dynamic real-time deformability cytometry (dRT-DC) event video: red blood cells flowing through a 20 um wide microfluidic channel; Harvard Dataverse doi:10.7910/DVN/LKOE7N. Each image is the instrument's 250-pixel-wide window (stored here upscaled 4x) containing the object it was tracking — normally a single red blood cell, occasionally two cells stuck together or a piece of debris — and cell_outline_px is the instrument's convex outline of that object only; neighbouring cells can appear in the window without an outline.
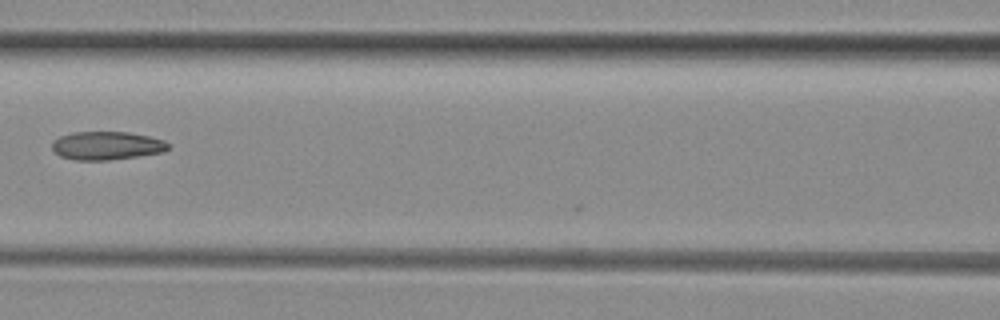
{"species": "common noctule bat (a hibernating species)", "species_latin": "Nyctalus noctula", "temperature_condition": "room temperature", "stored_images_in_passage": 4, "camera_frame_rate_fps": 3000, "um_per_image_px": 0.085, "animal": {"sex": "female", "body_mass_g": 29.2, "forearm_length_mm": 56.3}, "frame": {"image": 1, "passage_image": 3, "time_ms": 2.667, "image_size_px": [1000, 320], "cell_outline_px": [[168, 148], [160, 152], [136, 156], [108, 160], [76, 160], [60, 156], [52, 148], [52, 140], [60, 136], [72, 132], [128, 132], [148, 136], [164, 140], [168, 144]], "centroid_in_image_um": [9.02, 12.37], "position_along_channel_um": 157.6, "area_um2": 18.96}}
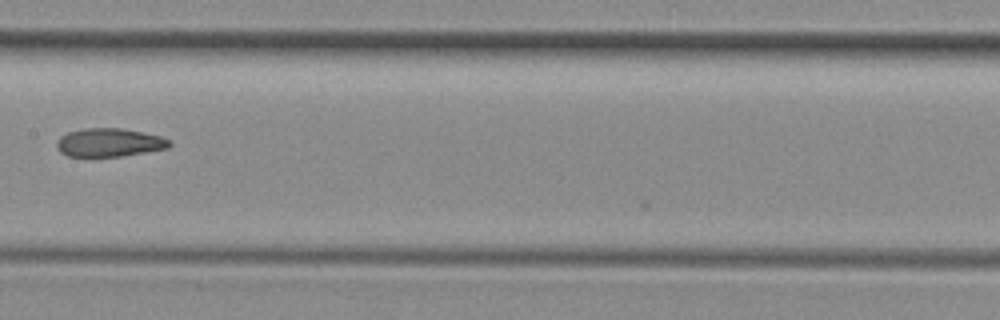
{"frame": {"image": 2, "passage_image": 4, "time_ms": 3.667, "image_size_px": [1000, 320], "cell_outline_px": [[172, 144], [168, 148], [120, 156], [92, 160], [68, 156], [60, 152], [56, 148], [56, 144], [60, 136], [68, 132], [84, 128], [120, 128], [160, 136], [172, 140]], "centroid_in_image_um": [9.23, 12.16], "position_along_channel_um": 198.2, "area_um2": 19.31}}